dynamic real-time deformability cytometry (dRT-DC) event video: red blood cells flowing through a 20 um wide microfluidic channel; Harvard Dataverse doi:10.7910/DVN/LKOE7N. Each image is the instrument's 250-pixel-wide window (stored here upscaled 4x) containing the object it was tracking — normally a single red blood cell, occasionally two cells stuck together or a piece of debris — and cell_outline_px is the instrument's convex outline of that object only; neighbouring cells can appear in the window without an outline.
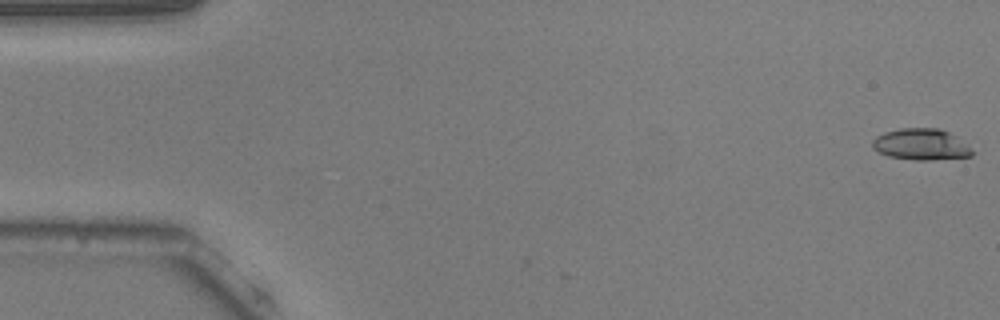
{"species": "common noctule bat (a hibernating species)", "species_latin": "Nyctalus noctula", "temperature_condition": "warm", "stored_images_in_passage": 2, "camera_frame_rate_fps": 3000, "um_per_image_px": 0.085, "animal": {"sex": "male", "body_mass_g": 20.5, "forearm_length_mm": 52.5}, "frame": {"image": 1, "passage_image": 2, "time_ms": 0.333, "image_size_px": [1000, 320], "cell_outline_px": [[972, 156], [932, 160], [912, 160], [888, 156], [872, 148], [872, 140], [876, 136], [884, 132], [900, 128], [940, 128], [948, 132], [964, 144], [972, 152]], "centroid_in_image_um": [78.21, 12.27], "position_along_channel_um": 6.8, "area_um2": 17.98}}